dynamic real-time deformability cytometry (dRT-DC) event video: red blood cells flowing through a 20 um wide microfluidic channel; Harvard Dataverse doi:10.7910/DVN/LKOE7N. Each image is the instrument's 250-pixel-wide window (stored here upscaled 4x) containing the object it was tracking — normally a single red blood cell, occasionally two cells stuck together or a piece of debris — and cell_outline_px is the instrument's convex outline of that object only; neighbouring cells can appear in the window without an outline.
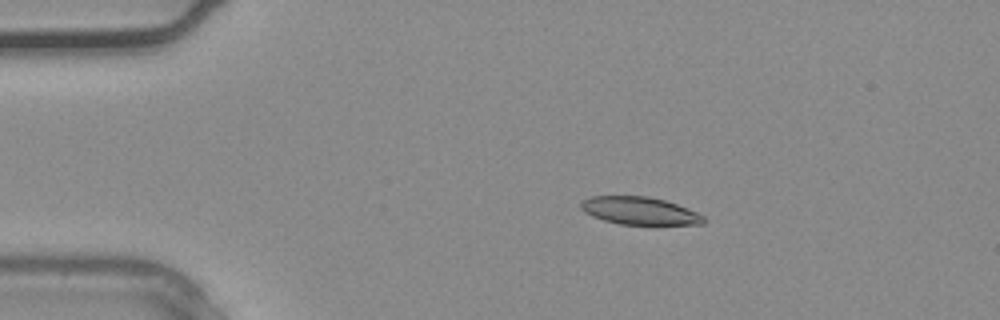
{"species": "common noctule bat (a hibernating species)", "species_latin": "Nyctalus noctula", "temperature_condition": "warm", "stored_images_in_passage": 36, "camera_frame_rate_fps": 3000, "um_per_image_px": 0.085, "animal": {"sex": "male", "body_mass_g": 20.4}, "frame": {"image": 1, "passage_image": 7, "time_ms": 2.0, "image_size_px": [1000, 320], "cell_outline_px": [[708, 220], [704, 224], [656, 228], [620, 224], [604, 220], [592, 216], [584, 212], [580, 208], [580, 204], [584, 200], [592, 196], [648, 196], [664, 200], [688, 208], [704, 216]], "centroid_in_image_um": [54.48, 17.99], "position_along_channel_um": 30.5, "area_um2": 20.92}}
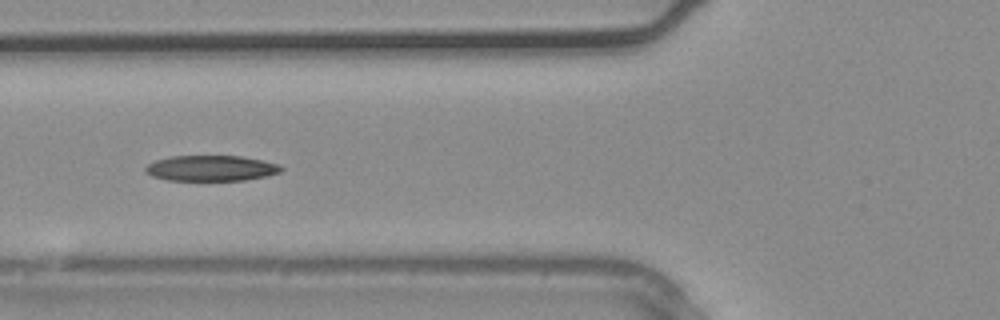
{"frame": {"image": 2, "passage_image": 14, "time_ms": 4.333, "image_size_px": [1000, 320], "cell_outline_px": [[284, 168], [280, 172], [264, 176], [244, 180], [168, 180], [152, 176], [144, 172], [144, 168], [148, 164], [156, 160], [172, 156], [240, 156], [280, 164]], "centroid_in_image_um": [17.92, 14.29], "position_along_channel_um": 107.9, "area_um2": 20.11}}
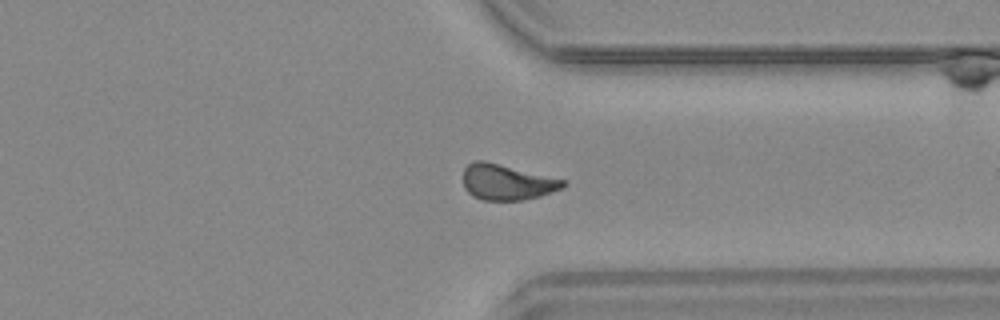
{"frame": {"image": 3, "passage_image": 28, "time_ms": 9.0, "image_size_px": [1000, 320], "cell_outline_px": [[568, 184], [564, 188], [540, 196], [520, 200], [484, 200], [472, 196], [464, 188], [464, 168], [468, 164], [476, 160], [484, 160], [564, 180]], "centroid_in_image_um": [43.08, 15.49], "position_along_channel_um": 368.3, "area_um2": 20.63}}